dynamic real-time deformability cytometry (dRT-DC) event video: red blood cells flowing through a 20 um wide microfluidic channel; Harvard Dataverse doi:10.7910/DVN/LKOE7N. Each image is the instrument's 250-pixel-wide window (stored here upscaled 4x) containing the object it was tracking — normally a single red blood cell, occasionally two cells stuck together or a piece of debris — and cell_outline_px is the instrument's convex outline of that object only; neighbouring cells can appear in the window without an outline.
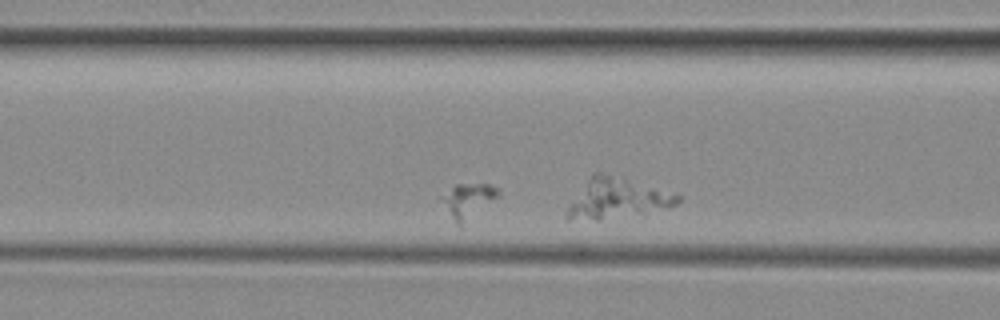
{"species": "common noctule bat (a hibernating species)", "species_latin": "Nyctalus noctula", "temperature_condition": "room temperature", "stored_images_in_passage": 42, "segment_of_instrument_passage": [2, 3], "camera_frame_rate_fps": 3000, "um_per_image_px": 0.085, "animal": {"sex": "female", "body_mass_g": 29.2, "forearm_length_mm": 56.3}, "frame": {"image": 1, "passage_image": 7, "time_ms": 2.0, "image_size_px": [1000, 320], "cell_outline_px": [[500, 192], [496, 196], [460, 228], [456, 224], [440, 196], [456, 184], [488, 184], [500, 188]], "centroid_in_image_um": [39.78, 17.04], "position_along_channel_um": 126.8, "area_um2": 10.92}}